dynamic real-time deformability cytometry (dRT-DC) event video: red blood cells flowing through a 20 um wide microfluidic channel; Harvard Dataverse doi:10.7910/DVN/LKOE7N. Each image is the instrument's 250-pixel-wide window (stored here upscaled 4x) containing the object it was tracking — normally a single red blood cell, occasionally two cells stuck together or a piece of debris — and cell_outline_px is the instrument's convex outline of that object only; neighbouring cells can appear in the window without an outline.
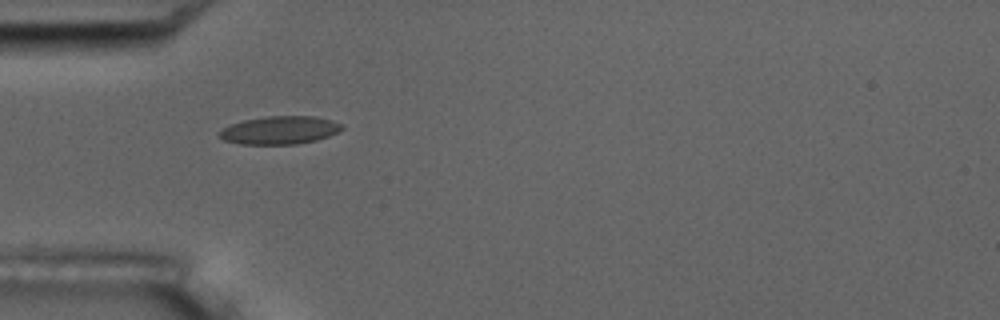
{"species": "common noctule bat (a hibernating species)", "species_latin": "Nyctalus noctula", "temperature_condition": "room temperature", "stored_images_in_passage": 8, "camera_frame_rate_fps": 3000, "um_per_image_px": 0.085, "animal": {"sex": "male", "body_mass_g": 17.5, "forearm_length_mm": 52.3}, "frame": {"image": 1, "passage_image": 5, "time_ms": 4.333, "image_size_px": [1000, 320], "cell_outline_px": [[344, 128], [328, 136], [316, 140], [296, 144], [240, 144], [224, 140], [220, 136], [220, 132], [224, 128], [232, 124], [244, 120], [268, 116], [316, 116], [332, 120], [344, 124]], "centroid_in_image_um": [23.83, 11.06], "position_along_channel_um": 61.2, "area_um2": 19.88}}
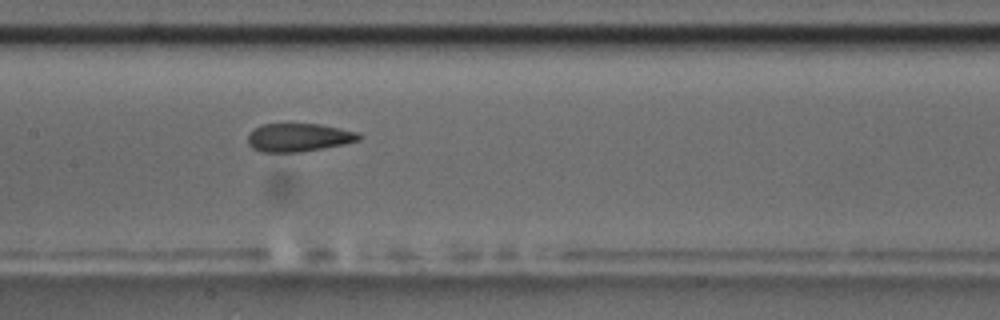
{"frame": {"image": 2, "passage_image": 8, "time_ms": 7.667, "image_size_px": [1000, 320], "cell_outline_px": [[364, 136], [360, 140], [344, 144], [300, 152], [260, 152], [252, 148], [248, 144], [248, 136], [256, 128], [264, 124], [320, 124], [340, 128], [356, 132]], "centroid_in_image_um": [25.41, 11.69], "position_along_channel_um": 182.0, "area_um2": 18.21}}